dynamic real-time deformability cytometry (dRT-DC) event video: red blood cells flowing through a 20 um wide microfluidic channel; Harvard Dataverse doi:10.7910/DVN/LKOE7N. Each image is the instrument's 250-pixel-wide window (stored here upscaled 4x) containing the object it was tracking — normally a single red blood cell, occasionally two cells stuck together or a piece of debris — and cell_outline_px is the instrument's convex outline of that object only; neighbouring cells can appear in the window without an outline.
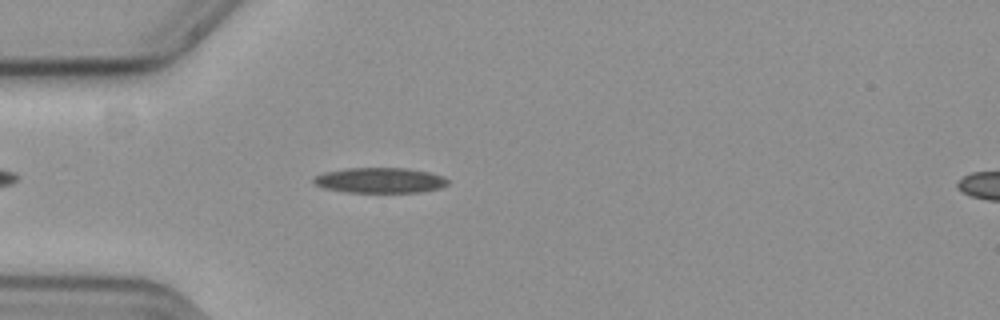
{"species": "common noctule bat (a hibernating species)", "species_latin": "Nyctalus noctula", "temperature_condition": "cold", "stored_images_in_passage": 47, "camera_frame_rate_fps": 3000, "um_per_image_px": 0.085, "animal": {"sex": "female", "body_mass_g": 19.3, "forearm_length_mm": 54.1}, "frame": {"image": 1, "passage_image": 6, "time_ms": 1.667, "image_size_px": [1000, 320], "cell_outline_px": [[448, 184], [440, 188], [420, 192], [348, 192], [324, 188], [316, 184], [312, 180], [316, 176], [324, 172], [348, 168], [408, 168], [428, 172], [444, 176], [448, 180]], "centroid_in_image_um": [32.32, 15.32], "position_along_channel_um": 52.7, "area_um2": 19.71}}
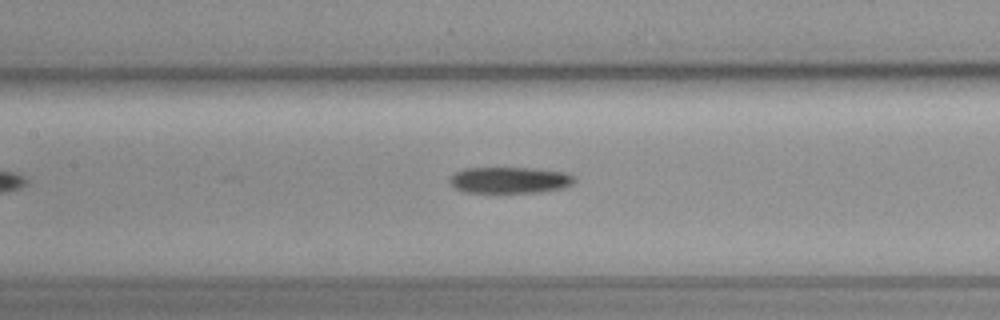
{"frame": {"image": 2, "passage_image": 16, "time_ms": 5.0, "image_size_px": [1000, 320], "cell_outline_px": [[576, 180], [572, 184], [564, 188], [540, 192], [464, 192], [456, 188], [448, 180], [456, 172], [464, 168], [532, 168], [564, 172], [576, 176]], "centroid_in_image_um": [43.37, 15.3], "position_along_channel_um": 164.0, "area_um2": 19.07}}
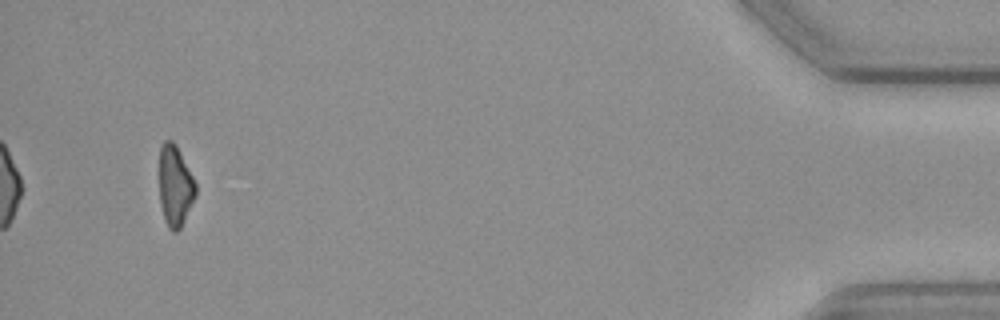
{"frame": {"image": 3, "passage_image": 44, "time_ms": 14.333, "image_size_px": [1000, 320], "cell_outline_px": [[196, 196], [180, 228], [176, 232], [172, 232], [168, 228], [164, 220], [160, 204], [160, 148], [164, 140], [172, 140], [176, 144], [196, 184]], "centroid_in_image_um": [14.88, 15.82], "position_along_channel_um": 420.3, "area_um2": 17.05}}